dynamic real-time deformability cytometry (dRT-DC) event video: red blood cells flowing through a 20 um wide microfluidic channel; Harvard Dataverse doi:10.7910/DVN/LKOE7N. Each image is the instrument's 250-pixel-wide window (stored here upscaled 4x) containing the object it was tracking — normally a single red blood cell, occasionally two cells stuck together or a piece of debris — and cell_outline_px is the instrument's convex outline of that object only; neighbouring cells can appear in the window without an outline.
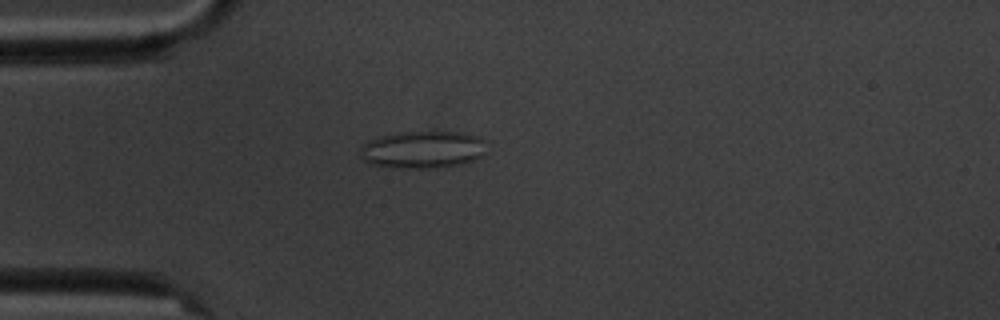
{"species": "common noctule bat (a hibernating species)", "species_latin": "Nyctalus noctula", "temperature_condition": "cold", "stored_images_in_passage": 13, "camera_frame_rate_fps": 3000, "um_per_image_px": 0.085, "animal": {"sex": "male", "body_mass_g": 20.1, "forearm_length_mm": 53.5}, "frame": {"image": 1, "passage_image": 4, "time_ms": 4.333, "image_size_px": [1000, 320], "cell_outline_px": [[484, 152], [476, 160], [460, 164], [436, 168], [400, 168], [368, 164], [360, 156], [360, 148], [368, 140], [380, 136], [400, 132], [460, 132], [480, 136], [484, 140]], "centroid_in_image_um": [35.91, 12.72], "position_along_channel_um": 49.1, "area_um2": 27.63}}
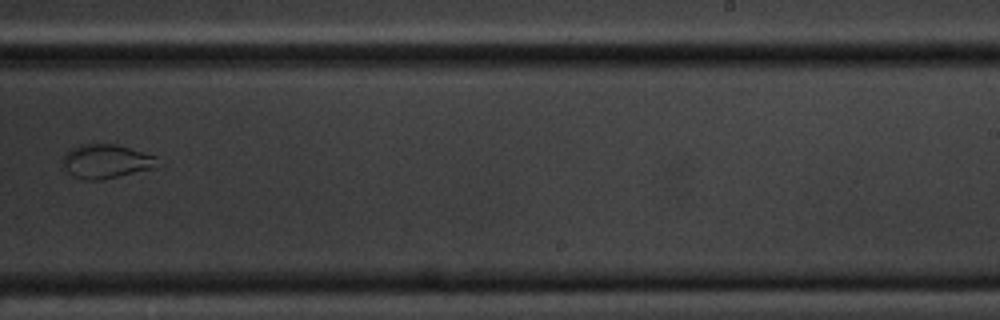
{"frame": {"image": 2, "passage_image": 10, "time_ms": 11.333, "image_size_px": [1000, 320], "cell_outline_px": [[156, 168], [100, 180], [84, 180], [72, 176], [68, 172], [60, 160], [72, 148], [80, 144], [116, 144], [156, 156]], "centroid_in_image_um": [8.99, 13.72], "position_along_channel_um": 280.0, "area_um2": 18.67}}
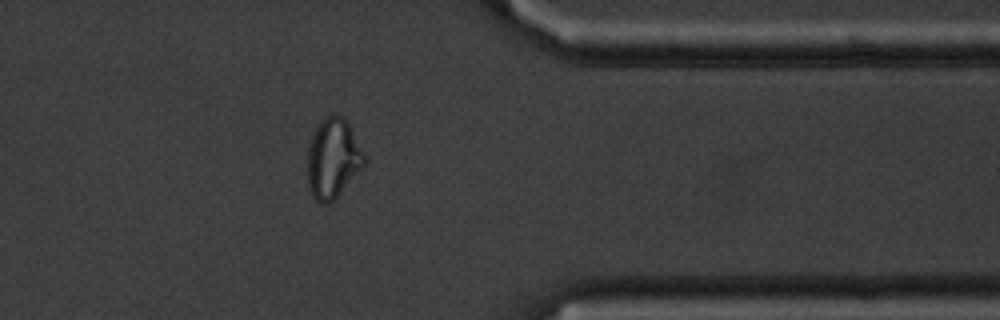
{"frame": {"image": 3, "passage_image": 13, "time_ms": 14.667, "image_size_px": [1000, 320], "cell_outline_px": [[364, 168], [328, 204], [320, 204], [312, 196], [308, 184], [308, 148], [316, 124], [324, 116], [332, 112], [336, 112], [344, 116], [348, 120], [364, 156]], "centroid_in_image_um": [28.29, 13.4], "position_along_channel_um": 383.1, "area_um2": 26.65}}